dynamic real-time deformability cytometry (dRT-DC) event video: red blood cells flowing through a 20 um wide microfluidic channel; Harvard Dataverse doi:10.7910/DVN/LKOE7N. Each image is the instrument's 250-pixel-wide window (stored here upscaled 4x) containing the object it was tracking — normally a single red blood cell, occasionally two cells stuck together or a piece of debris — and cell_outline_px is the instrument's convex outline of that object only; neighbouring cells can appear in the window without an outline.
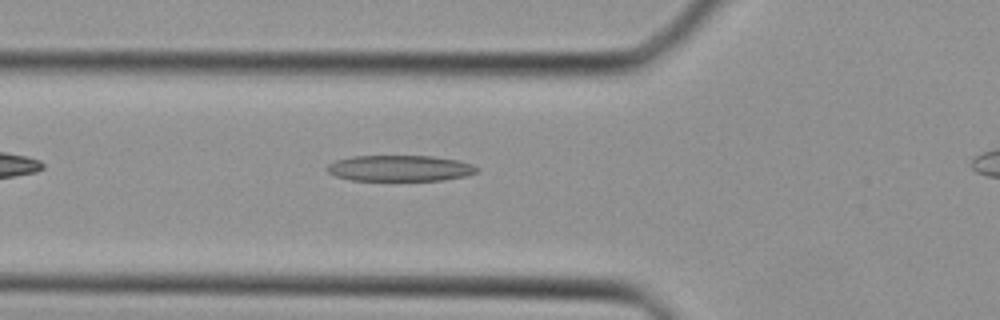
{"species": "Egyptian fruit bat (a non-hibernating species)", "species_latin": "Rousettus aegyptiacus", "temperature_condition": "cold", "stored_images_in_passage": 23, "camera_frame_rate_fps": 3000, "um_per_image_px": 0.085, "animal": {"sex": "female"}, "frame": {"image": 1, "passage_image": 2, "time_ms": 0.333, "image_size_px": [1000, 320], "cell_outline_px": [[480, 168], [476, 172], [464, 176], [444, 180], [352, 180], [336, 176], [328, 172], [324, 168], [328, 164], [336, 160], [352, 156], [432, 156], [456, 160], [472, 164]], "centroid_in_image_um": [33.96, 14.3], "position_along_channel_um": 91.8, "area_um2": 22.6}}
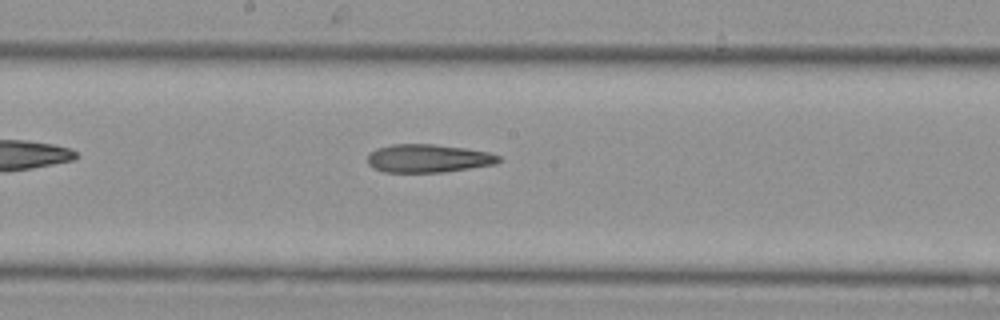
{"frame": {"image": 2, "passage_image": 9, "time_ms": 2.667, "image_size_px": [1000, 320], "cell_outline_px": [[500, 160], [496, 164], [444, 172], [384, 172], [372, 168], [368, 164], [368, 152], [376, 148], [392, 144], [432, 144], [464, 148], [488, 152], [500, 156]], "centroid_in_image_um": [36.35, 13.46], "position_along_channel_um": 211.8, "area_um2": 21.62}}
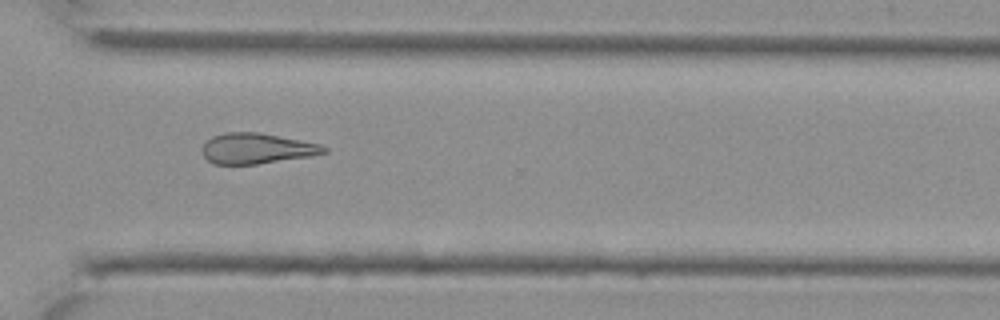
{"frame": {"image": 3, "passage_image": 17, "time_ms": 5.333, "image_size_px": [1000, 320], "cell_outline_px": [[328, 152], [308, 156], [256, 164], [212, 164], [204, 156], [200, 148], [212, 136], [224, 132], [260, 132], [320, 144], [328, 148]], "centroid_in_image_um": [21.78, 12.61], "position_along_channel_um": 348.8, "area_um2": 21.62}}